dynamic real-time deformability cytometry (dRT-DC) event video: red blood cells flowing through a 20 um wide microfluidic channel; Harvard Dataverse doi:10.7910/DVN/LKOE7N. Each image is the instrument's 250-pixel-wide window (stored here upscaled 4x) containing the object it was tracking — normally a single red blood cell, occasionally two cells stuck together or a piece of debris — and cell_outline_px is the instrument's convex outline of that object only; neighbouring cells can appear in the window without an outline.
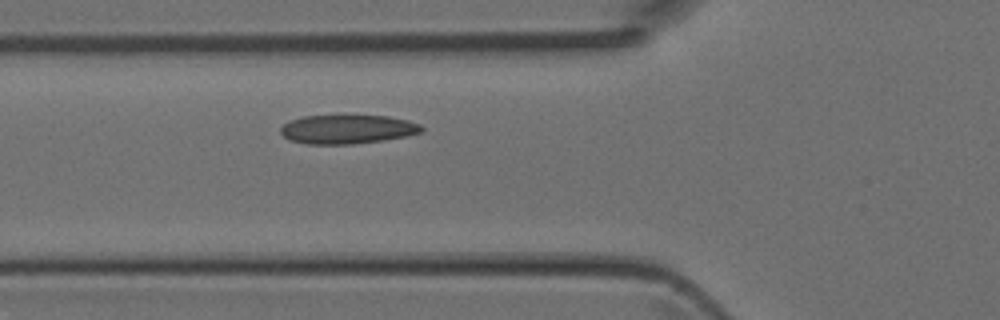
{"species": "Egyptian fruit bat (a non-hibernating species)", "species_latin": "Rousettus aegyptiacus", "temperature_condition": "room temperature", "stored_images_in_passage": 5, "camera_frame_rate_fps": 3000, "um_per_image_px": 0.085, "animal": {"sex": "female"}, "frame": {"image": 1, "passage_image": 5, "time_ms": 1.333, "image_size_px": [1000, 320], "cell_outline_px": [[424, 132], [404, 136], [380, 140], [352, 144], [308, 144], [288, 140], [280, 132], [280, 128], [288, 120], [304, 116], [388, 116], [408, 120], [420, 124], [424, 128]], "centroid_in_image_um": [29.51, 10.98], "position_along_channel_um": 96.3, "area_um2": 23.7}}